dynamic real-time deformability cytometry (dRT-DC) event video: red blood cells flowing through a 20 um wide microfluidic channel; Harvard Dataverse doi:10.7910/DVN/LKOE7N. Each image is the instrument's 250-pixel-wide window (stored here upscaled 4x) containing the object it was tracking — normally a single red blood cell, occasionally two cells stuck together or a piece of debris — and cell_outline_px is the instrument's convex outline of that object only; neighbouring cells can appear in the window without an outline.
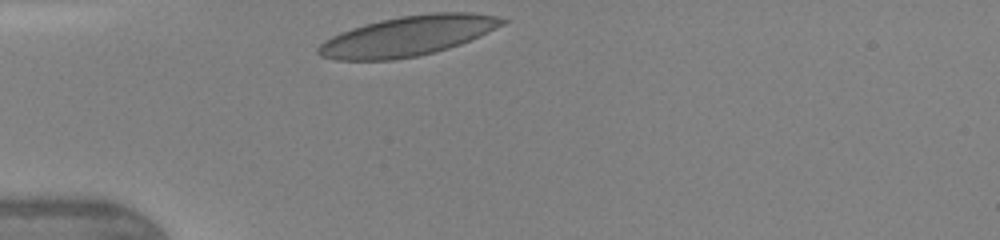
{"species": "human", "species_latin": "Homo sapiens", "temperature_condition": "warm", "stored_images_in_passage": 26, "camera_frame_rate_fps": 3000, "um_per_image_px": 0.085, "donor": {"sex": "female"}, "frame": {"image": 1, "passage_image": 1, "time_ms": 0.0, "image_size_px": [1000, 240], "cell_outline_px": [[508, 20], [504, 24], [480, 36], [460, 44], [448, 48], [416, 56], [396, 60], [336, 60], [320, 56], [316, 52], [316, 48], [324, 40], [340, 32], [352, 28], [380, 20], [400, 16], [432, 12], [468, 12], [496, 16]], "centroid_in_image_um": [34.64, 3.06], "position_along_channel_um": 50.4, "area_um2": 42.77}}
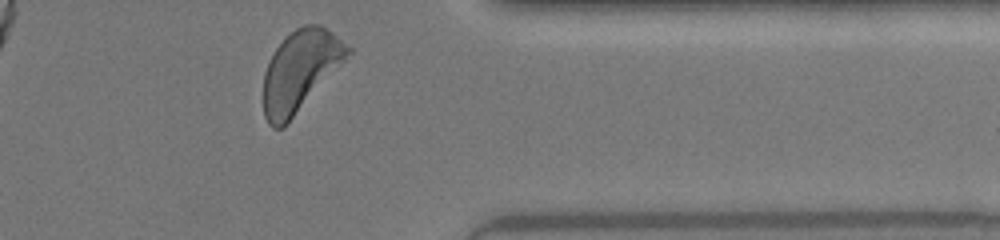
{"frame": {"image": 2, "passage_image": 26, "time_ms": 8.333, "image_size_px": [1000, 240], "cell_outline_px": [[352, 52], [284, 128], [272, 128], [268, 124], [264, 116], [264, 72], [276, 48], [296, 28], [304, 24], [320, 24], [332, 32], [352, 48]], "centroid_in_image_um": [25.52, 6.04], "position_along_channel_um": 385.9, "area_um2": 39.25}, "authors_computed_cell_mechanics": {"area_um2": 39.4774, "velocity_mm_per_s": 4.3322, "shape_relaxation_time_tau1_ms": 2.8598, "shape_relaxation_time_tau2_ms": 0.8025, "deformation_change_tau1": 0.1327, "deformation_change_tau2": 0.0649}}